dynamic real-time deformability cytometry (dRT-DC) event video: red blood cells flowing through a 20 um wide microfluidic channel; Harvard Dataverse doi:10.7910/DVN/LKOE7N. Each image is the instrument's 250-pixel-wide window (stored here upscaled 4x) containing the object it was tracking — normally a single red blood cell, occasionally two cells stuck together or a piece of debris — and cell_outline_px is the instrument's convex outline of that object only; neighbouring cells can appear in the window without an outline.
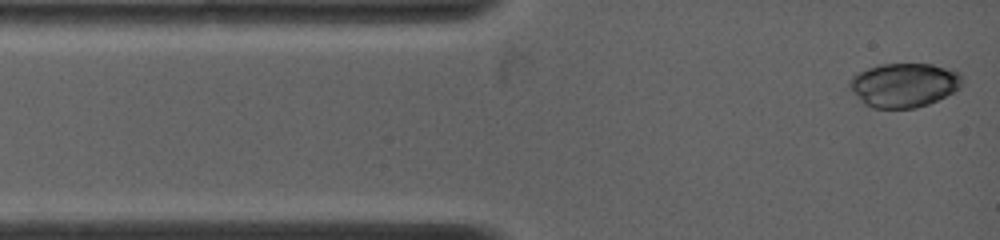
{"species": "common noctule bat (a hibernating species)", "species_latin": "Nyctalus noctula", "temperature_condition": "warm", "stored_images_in_passage": 26, "camera_frame_rate_fps": 4500, "um_per_image_px": 0.085, "animal": {"sex": "female", "body_mass_g": 19.0, "forearm_length_mm": 53.3}, "frame": {"image": 1, "passage_image": 1, "time_ms": 0.0, "image_size_px": [1000, 240], "cell_outline_px": [[964, 76], [960, 88], [928, 104], [916, 108], [872, 108], [864, 104], [852, 92], [848, 84], [848, 80], [852, 76], [868, 68], [880, 64], [932, 64], [960, 72]], "centroid_in_image_um": [76.83, 7.22], "position_along_channel_um": 8.2, "area_um2": 29.02}}
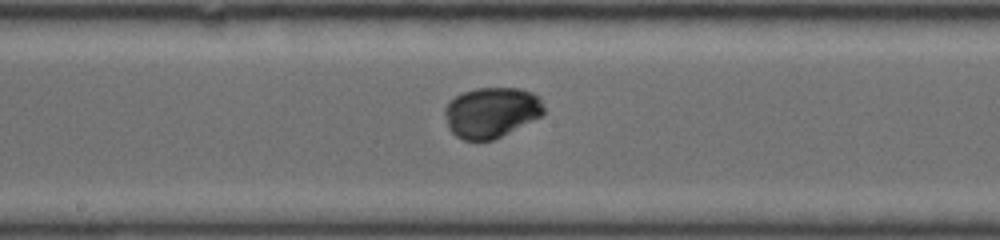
{"frame": {"image": 2, "passage_image": 18, "time_ms": 6.222, "image_size_px": [1000, 240], "cell_outline_px": [[544, 112], [540, 116], [492, 140], [464, 140], [456, 136], [448, 128], [444, 112], [444, 108], [456, 96], [464, 92], [476, 88], [520, 88], [532, 92], [540, 96], [544, 108]], "centroid_in_image_um": [41.76, 9.54], "position_along_channel_um": 206.4, "area_um2": 28.84}}
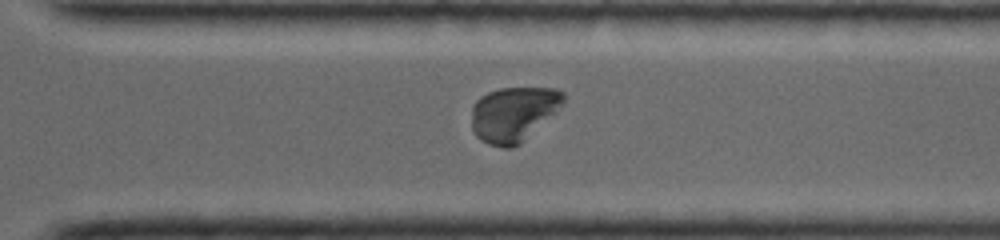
{"frame": {"image": 3, "passage_image": 26, "time_ms": 9.333, "image_size_px": [1000, 240], "cell_outline_px": [[564, 104], [556, 112], [520, 144], [512, 148], [504, 148], [488, 144], [480, 140], [476, 136], [472, 128], [472, 104], [480, 96], [488, 92], [500, 88], [556, 88], [564, 92]], "centroid_in_image_um": [43.64, 9.69], "position_along_channel_um": 327.0, "area_um2": 29.59}}